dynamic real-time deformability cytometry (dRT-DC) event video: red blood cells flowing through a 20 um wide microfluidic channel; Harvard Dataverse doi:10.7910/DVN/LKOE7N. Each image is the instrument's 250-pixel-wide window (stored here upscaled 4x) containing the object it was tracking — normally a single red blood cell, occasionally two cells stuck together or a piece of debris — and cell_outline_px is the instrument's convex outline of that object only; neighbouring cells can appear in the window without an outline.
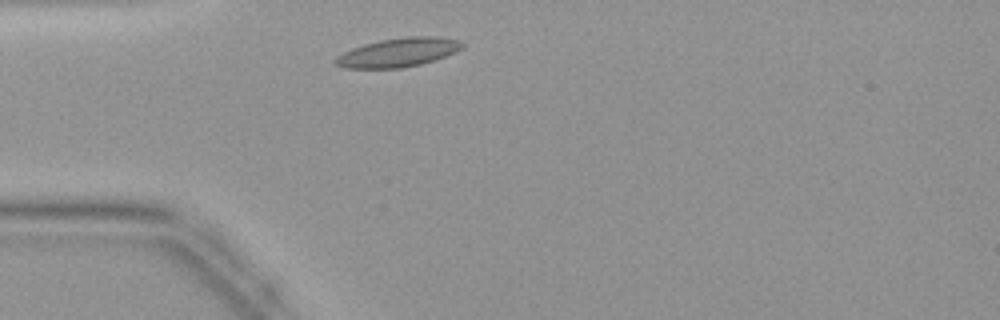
{"species": "common noctule bat (a hibernating species)", "species_latin": "Nyctalus noctula", "temperature_condition": "warm", "stored_images_in_passage": 35, "camera_frame_rate_fps": 3000, "um_per_image_px": 0.085, "animal": {"sex": "female", "body_mass_g": 19.9}, "frame": {"image": 1, "passage_image": 3, "time_ms": 0.667, "image_size_px": [1000, 320], "cell_outline_px": [[464, 44], [456, 52], [420, 64], [400, 68], [344, 68], [336, 64], [336, 56], [352, 48], [364, 44], [380, 40], [404, 36], [440, 36], [460, 40]], "centroid_in_image_um": [33.86, 4.44], "position_along_channel_um": 51.1, "area_um2": 21.21}}
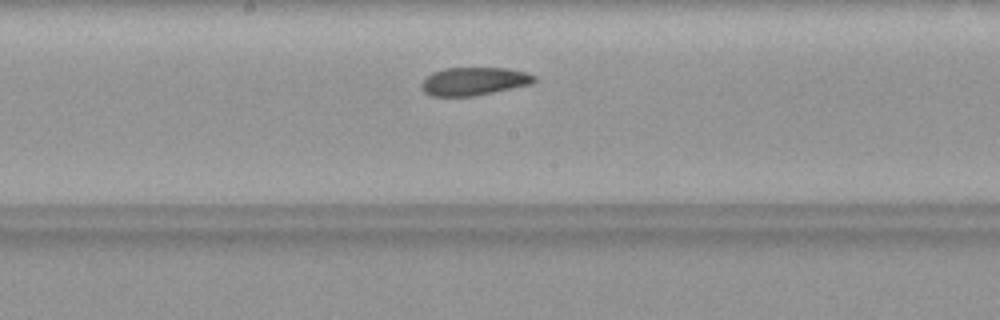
{"frame": {"image": 2, "passage_image": 14, "time_ms": 4.333, "image_size_px": [1000, 320], "cell_outline_px": [[536, 80], [532, 84], [472, 96], [432, 96], [424, 92], [420, 88], [420, 84], [432, 72], [444, 68], [508, 68], [528, 72], [536, 76]], "centroid_in_image_um": [40.29, 6.9], "position_along_channel_um": 207.9, "area_um2": 18.5}}
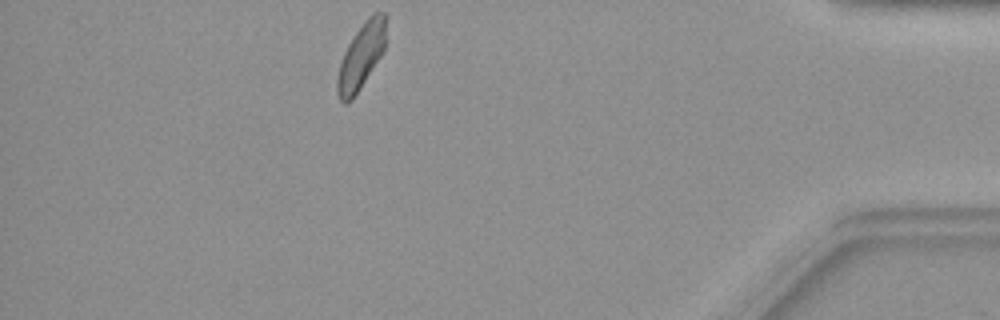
{"frame": {"image": 3, "passage_image": 30, "time_ms": 9.667, "image_size_px": [1000, 320], "cell_outline_px": [[388, 16], [384, 48], [380, 56], [352, 100], [348, 104], [344, 104], [340, 100], [336, 92], [336, 80], [340, 64], [344, 52], [348, 44], [364, 20], [372, 12], [384, 12]], "centroid_in_image_um": [30.7, 4.74], "position_along_channel_um": 404.5, "area_um2": 18.67}}